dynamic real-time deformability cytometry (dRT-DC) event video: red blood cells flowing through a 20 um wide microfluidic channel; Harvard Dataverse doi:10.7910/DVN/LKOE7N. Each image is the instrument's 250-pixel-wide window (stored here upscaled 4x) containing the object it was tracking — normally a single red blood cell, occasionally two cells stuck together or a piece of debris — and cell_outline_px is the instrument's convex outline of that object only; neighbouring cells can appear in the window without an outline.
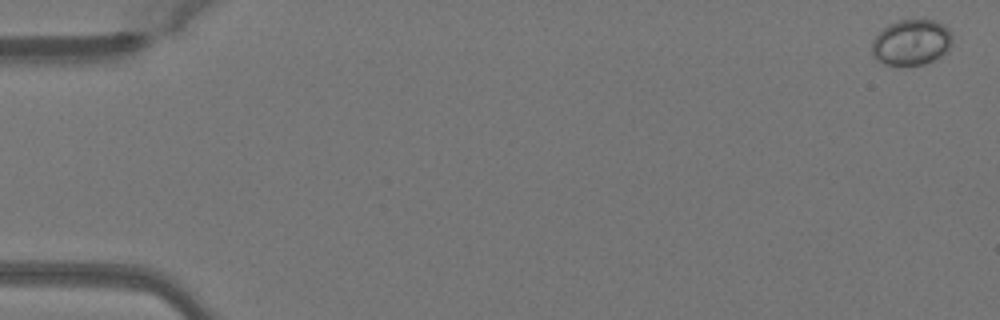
{"species": "Egyptian fruit bat (a non-hibernating species)", "species_latin": "Rousettus aegyptiacus", "temperature_condition": "warm", "stored_images_in_passage": 52, "camera_frame_rate_fps": 3000, "um_per_image_px": 0.085, "animal": {"sex": "female"}, "frame": {"image": 1, "passage_image": 2, "time_ms": 0.333, "image_size_px": [1000, 320], "cell_outline_px": [[952, 44], [948, 52], [924, 64], [884, 64], [876, 60], [872, 56], [872, 40], [888, 24], [900, 20], [932, 20], [944, 24], [948, 28], [952, 36]], "centroid_in_image_um": [77.48, 3.59], "position_along_channel_um": 7.5, "area_um2": 21.39}}
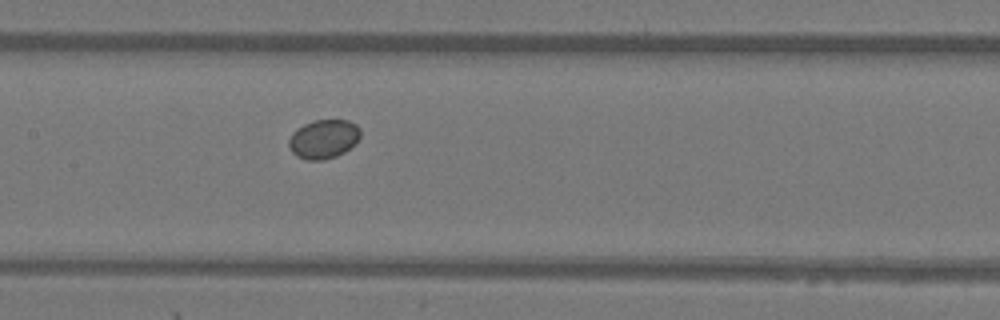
{"frame": {"image": 2, "passage_image": 26, "time_ms": 8.333, "image_size_px": [1000, 320], "cell_outline_px": [[360, 136], [344, 152], [336, 156], [324, 160], [308, 160], [296, 156], [292, 152], [288, 144], [288, 140], [292, 132], [296, 128], [304, 124], [316, 120], [348, 120], [356, 124], [360, 128]], "centroid_in_image_um": [27.47, 11.81], "position_along_channel_um": 179.9, "area_um2": 16.18}}
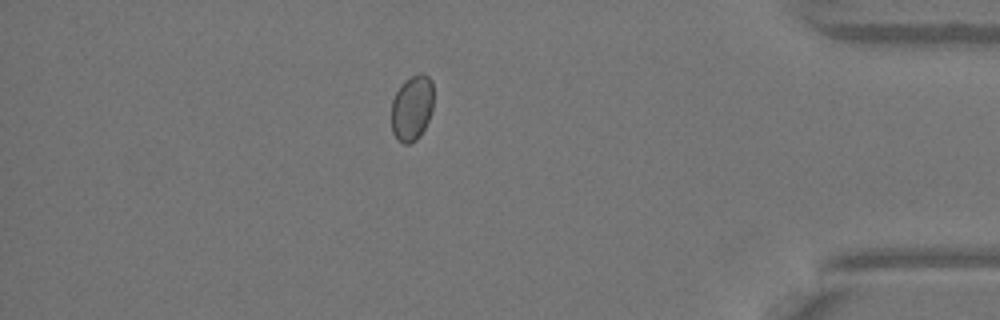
{"frame": {"image": 3, "passage_image": 45, "time_ms": 14.667, "image_size_px": [1000, 320], "cell_outline_px": [[432, 108], [428, 120], [420, 136], [416, 140], [408, 144], [404, 144], [396, 140], [392, 132], [392, 100], [400, 84], [404, 80], [420, 72], [424, 72], [432, 80]], "centroid_in_image_um": [35.0, 9.17], "position_along_channel_um": 400.2, "area_um2": 16.24}}